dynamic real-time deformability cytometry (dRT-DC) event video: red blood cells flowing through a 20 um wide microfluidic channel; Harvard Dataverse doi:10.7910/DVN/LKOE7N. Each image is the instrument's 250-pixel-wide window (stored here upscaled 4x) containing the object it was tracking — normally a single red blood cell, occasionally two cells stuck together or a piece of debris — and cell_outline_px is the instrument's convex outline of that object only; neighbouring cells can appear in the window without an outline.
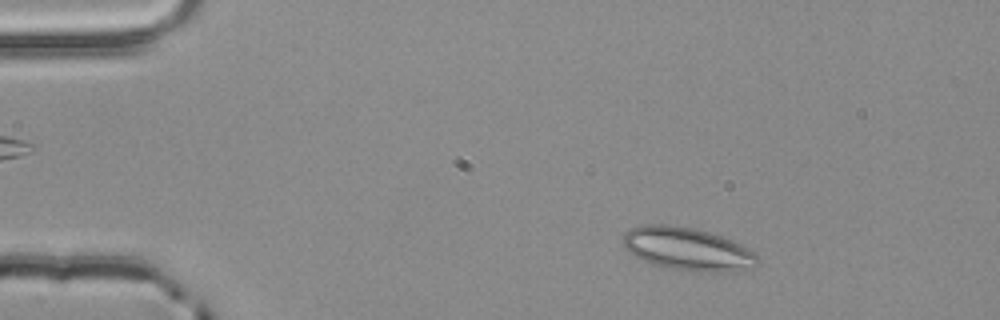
{"species": "common noctule bat (a hibernating species)", "species_latin": "Nyctalus noctula", "temperature_condition": "room temperature", "stored_images_in_passage": 48, "camera_frame_rate_fps": 3000, "um_per_image_px": 0.085, "animal": {"sex": "male", "body_mass_g": 20.4}, "frame": {"image": 1, "passage_image": 3, "time_ms": 0.667, "image_size_px": [1000, 320], "cell_outline_px": [[756, 264], [748, 268], [720, 272], [700, 272], [672, 268], [652, 264], [636, 256], [624, 244], [624, 236], [632, 228], [640, 224], [672, 224], [692, 228], [708, 232], [720, 236], [740, 244], [756, 252]], "centroid_in_image_um": [58.44, 21.15], "position_along_channel_um": 26.6, "area_um2": 32.95}}
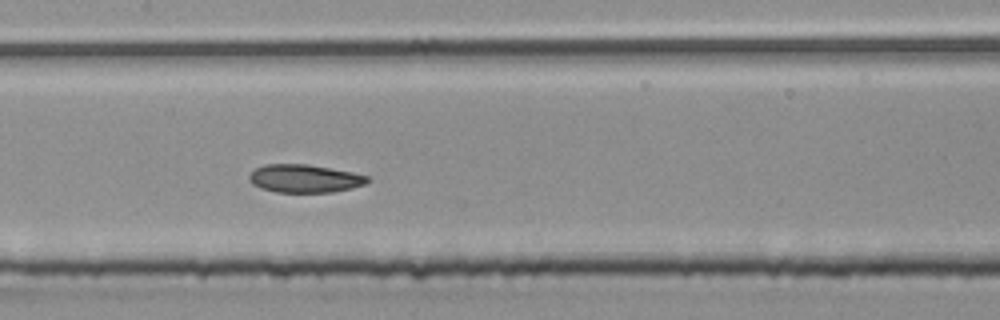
{"frame": {"image": 2, "passage_image": 21, "time_ms": 6.667, "image_size_px": [1000, 320], "cell_outline_px": [[372, 180], [364, 184], [352, 188], [332, 192], [276, 192], [260, 188], [252, 184], [248, 180], [248, 176], [256, 168], [264, 164], [308, 164], [352, 172], [368, 176]], "centroid_in_image_um": [25.88, 15.17], "position_along_channel_um": 181.5, "area_um2": 19.42}}
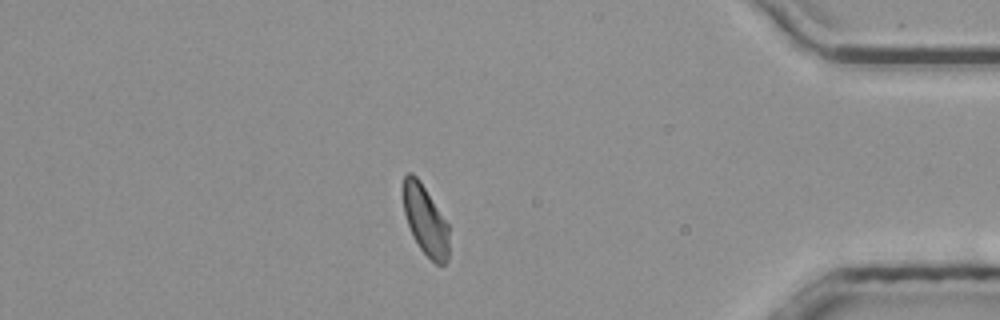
{"frame": {"image": 3, "passage_image": 41, "time_ms": 13.333, "image_size_px": [1000, 320], "cell_outline_px": [[448, 260], [444, 264], [436, 264], [420, 248], [408, 224], [404, 212], [404, 176], [408, 172], [412, 172], [420, 180], [448, 224]], "centroid_in_image_um": [36.17, 18.71], "position_along_channel_um": 399.0, "area_um2": 18.15}, "authors_computed_cell_mechanics": {"area_um2": 19.7387, "velocity_mm_per_s": 3.8363, "shape_relaxation_time_tau1_ms": 4.3769, "shape_relaxation_time_tau2_ms": 2.8536, "deformation_change_tau1": 0.1112, "deformation_change_tau2": 0.0809}}